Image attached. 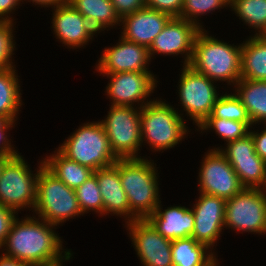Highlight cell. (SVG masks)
I'll return each instance as SVG.
<instances>
[{
  "mask_svg": "<svg viewBox=\"0 0 266 266\" xmlns=\"http://www.w3.org/2000/svg\"><path fill=\"white\" fill-rule=\"evenodd\" d=\"M15 71L14 67L0 71V116L9 121L17 120L22 105L20 84Z\"/></svg>",
  "mask_w": 266,
  "mask_h": 266,
  "instance_id": "cell-27",
  "label": "cell"
},
{
  "mask_svg": "<svg viewBox=\"0 0 266 266\" xmlns=\"http://www.w3.org/2000/svg\"><path fill=\"white\" fill-rule=\"evenodd\" d=\"M249 133L252 135L255 145V152L266 161V128L258 133L255 131L249 130Z\"/></svg>",
  "mask_w": 266,
  "mask_h": 266,
  "instance_id": "cell-38",
  "label": "cell"
},
{
  "mask_svg": "<svg viewBox=\"0 0 266 266\" xmlns=\"http://www.w3.org/2000/svg\"><path fill=\"white\" fill-rule=\"evenodd\" d=\"M75 194L83 214L92 210L104 215L103 199L94 174L75 189Z\"/></svg>",
  "mask_w": 266,
  "mask_h": 266,
  "instance_id": "cell-30",
  "label": "cell"
},
{
  "mask_svg": "<svg viewBox=\"0 0 266 266\" xmlns=\"http://www.w3.org/2000/svg\"><path fill=\"white\" fill-rule=\"evenodd\" d=\"M184 119L165 101L150 100L141 107L142 143L147 141L154 150H168L187 134ZM145 138V139H144Z\"/></svg>",
  "mask_w": 266,
  "mask_h": 266,
  "instance_id": "cell-6",
  "label": "cell"
},
{
  "mask_svg": "<svg viewBox=\"0 0 266 266\" xmlns=\"http://www.w3.org/2000/svg\"><path fill=\"white\" fill-rule=\"evenodd\" d=\"M103 199L104 215L108 213L123 215L130 222V207L126 193L121 185L118 169L112 165L93 172ZM126 215V216H125ZM128 216V217H127Z\"/></svg>",
  "mask_w": 266,
  "mask_h": 266,
  "instance_id": "cell-21",
  "label": "cell"
},
{
  "mask_svg": "<svg viewBox=\"0 0 266 266\" xmlns=\"http://www.w3.org/2000/svg\"><path fill=\"white\" fill-rule=\"evenodd\" d=\"M13 21H0V66L5 68H12L13 62L11 56L15 48L13 40Z\"/></svg>",
  "mask_w": 266,
  "mask_h": 266,
  "instance_id": "cell-33",
  "label": "cell"
},
{
  "mask_svg": "<svg viewBox=\"0 0 266 266\" xmlns=\"http://www.w3.org/2000/svg\"><path fill=\"white\" fill-rule=\"evenodd\" d=\"M15 121H7L1 128H0V155L7 156V157H15L19 155L16 150L12 148L11 142L8 140L6 134V130L13 127Z\"/></svg>",
  "mask_w": 266,
  "mask_h": 266,
  "instance_id": "cell-37",
  "label": "cell"
},
{
  "mask_svg": "<svg viewBox=\"0 0 266 266\" xmlns=\"http://www.w3.org/2000/svg\"><path fill=\"white\" fill-rule=\"evenodd\" d=\"M133 106L111 105L105 120L100 121L112 152L118 159L141 158L138 151L142 143L139 110Z\"/></svg>",
  "mask_w": 266,
  "mask_h": 266,
  "instance_id": "cell-7",
  "label": "cell"
},
{
  "mask_svg": "<svg viewBox=\"0 0 266 266\" xmlns=\"http://www.w3.org/2000/svg\"><path fill=\"white\" fill-rule=\"evenodd\" d=\"M58 150L68 159L93 171L110 167L118 160L101 122H88L79 127Z\"/></svg>",
  "mask_w": 266,
  "mask_h": 266,
  "instance_id": "cell-5",
  "label": "cell"
},
{
  "mask_svg": "<svg viewBox=\"0 0 266 266\" xmlns=\"http://www.w3.org/2000/svg\"><path fill=\"white\" fill-rule=\"evenodd\" d=\"M230 5V0H183L181 15L179 18L191 21L202 29L201 24L195 18L200 15L210 13V11L218 10L223 6Z\"/></svg>",
  "mask_w": 266,
  "mask_h": 266,
  "instance_id": "cell-32",
  "label": "cell"
},
{
  "mask_svg": "<svg viewBox=\"0 0 266 266\" xmlns=\"http://www.w3.org/2000/svg\"><path fill=\"white\" fill-rule=\"evenodd\" d=\"M44 166L68 187L77 189L91 175L93 170L75 161L68 159L59 150L55 154L46 157Z\"/></svg>",
  "mask_w": 266,
  "mask_h": 266,
  "instance_id": "cell-24",
  "label": "cell"
},
{
  "mask_svg": "<svg viewBox=\"0 0 266 266\" xmlns=\"http://www.w3.org/2000/svg\"><path fill=\"white\" fill-rule=\"evenodd\" d=\"M0 266H31L28 263L18 261L15 258H10L1 254L0 257Z\"/></svg>",
  "mask_w": 266,
  "mask_h": 266,
  "instance_id": "cell-40",
  "label": "cell"
},
{
  "mask_svg": "<svg viewBox=\"0 0 266 266\" xmlns=\"http://www.w3.org/2000/svg\"><path fill=\"white\" fill-rule=\"evenodd\" d=\"M229 6L240 20L258 32L266 24V0H230Z\"/></svg>",
  "mask_w": 266,
  "mask_h": 266,
  "instance_id": "cell-29",
  "label": "cell"
},
{
  "mask_svg": "<svg viewBox=\"0 0 266 266\" xmlns=\"http://www.w3.org/2000/svg\"><path fill=\"white\" fill-rule=\"evenodd\" d=\"M26 1V0H25ZM32 1V3H35V4H39L41 6H59V5H62V4H65L67 2V0H30V2Z\"/></svg>",
  "mask_w": 266,
  "mask_h": 266,
  "instance_id": "cell-41",
  "label": "cell"
},
{
  "mask_svg": "<svg viewBox=\"0 0 266 266\" xmlns=\"http://www.w3.org/2000/svg\"><path fill=\"white\" fill-rule=\"evenodd\" d=\"M183 0H145V7L169 14L171 17H180Z\"/></svg>",
  "mask_w": 266,
  "mask_h": 266,
  "instance_id": "cell-34",
  "label": "cell"
},
{
  "mask_svg": "<svg viewBox=\"0 0 266 266\" xmlns=\"http://www.w3.org/2000/svg\"><path fill=\"white\" fill-rule=\"evenodd\" d=\"M179 79V97L186 114L199 126L211 115L219 97L214 81L189 65L183 66Z\"/></svg>",
  "mask_w": 266,
  "mask_h": 266,
  "instance_id": "cell-10",
  "label": "cell"
},
{
  "mask_svg": "<svg viewBox=\"0 0 266 266\" xmlns=\"http://www.w3.org/2000/svg\"><path fill=\"white\" fill-rule=\"evenodd\" d=\"M16 218L7 234L3 255L28 263L31 266H55L70 260L72 253L62 248V239L54 233L56 226L34 217Z\"/></svg>",
  "mask_w": 266,
  "mask_h": 266,
  "instance_id": "cell-1",
  "label": "cell"
},
{
  "mask_svg": "<svg viewBox=\"0 0 266 266\" xmlns=\"http://www.w3.org/2000/svg\"><path fill=\"white\" fill-rule=\"evenodd\" d=\"M258 38L266 41V24L261 28V30L255 34Z\"/></svg>",
  "mask_w": 266,
  "mask_h": 266,
  "instance_id": "cell-42",
  "label": "cell"
},
{
  "mask_svg": "<svg viewBox=\"0 0 266 266\" xmlns=\"http://www.w3.org/2000/svg\"><path fill=\"white\" fill-rule=\"evenodd\" d=\"M68 2L97 32L105 30L106 27L115 26L121 21L111 0H69Z\"/></svg>",
  "mask_w": 266,
  "mask_h": 266,
  "instance_id": "cell-26",
  "label": "cell"
},
{
  "mask_svg": "<svg viewBox=\"0 0 266 266\" xmlns=\"http://www.w3.org/2000/svg\"><path fill=\"white\" fill-rule=\"evenodd\" d=\"M111 2L120 18L145 7V0H111Z\"/></svg>",
  "mask_w": 266,
  "mask_h": 266,
  "instance_id": "cell-36",
  "label": "cell"
},
{
  "mask_svg": "<svg viewBox=\"0 0 266 266\" xmlns=\"http://www.w3.org/2000/svg\"><path fill=\"white\" fill-rule=\"evenodd\" d=\"M172 17L164 12L144 7L121 18L123 32L121 37L150 48L155 37L163 30Z\"/></svg>",
  "mask_w": 266,
  "mask_h": 266,
  "instance_id": "cell-19",
  "label": "cell"
},
{
  "mask_svg": "<svg viewBox=\"0 0 266 266\" xmlns=\"http://www.w3.org/2000/svg\"><path fill=\"white\" fill-rule=\"evenodd\" d=\"M173 266H216L217 259L209 248L194 238H181L172 241ZM214 255V256H213Z\"/></svg>",
  "mask_w": 266,
  "mask_h": 266,
  "instance_id": "cell-22",
  "label": "cell"
},
{
  "mask_svg": "<svg viewBox=\"0 0 266 266\" xmlns=\"http://www.w3.org/2000/svg\"><path fill=\"white\" fill-rule=\"evenodd\" d=\"M160 203L161 201L156 210L146 218L154 229L171 241L191 237L195 221L193 210L184 206H171L162 212Z\"/></svg>",
  "mask_w": 266,
  "mask_h": 266,
  "instance_id": "cell-20",
  "label": "cell"
},
{
  "mask_svg": "<svg viewBox=\"0 0 266 266\" xmlns=\"http://www.w3.org/2000/svg\"><path fill=\"white\" fill-rule=\"evenodd\" d=\"M151 160L143 158L118 159L121 185L130 207V222L146 219L159 205V187L156 167Z\"/></svg>",
  "mask_w": 266,
  "mask_h": 266,
  "instance_id": "cell-2",
  "label": "cell"
},
{
  "mask_svg": "<svg viewBox=\"0 0 266 266\" xmlns=\"http://www.w3.org/2000/svg\"><path fill=\"white\" fill-rule=\"evenodd\" d=\"M127 225L144 266H173L171 240L160 235L146 219H137Z\"/></svg>",
  "mask_w": 266,
  "mask_h": 266,
  "instance_id": "cell-13",
  "label": "cell"
},
{
  "mask_svg": "<svg viewBox=\"0 0 266 266\" xmlns=\"http://www.w3.org/2000/svg\"><path fill=\"white\" fill-rule=\"evenodd\" d=\"M265 193L264 189L243 188L239 193L227 199L225 227L236 231L266 233Z\"/></svg>",
  "mask_w": 266,
  "mask_h": 266,
  "instance_id": "cell-9",
  "label": "cell"
},
{
  "mask_svg": "<svg viewBox=\"0 0 266 266\" xmlns=\"http://www.w3.org/2000/svg\"><path fill=\"white\" fill-rule=\"evenodd\" d=\"M202 161L203 164L199 172L201 193L227 200L244 188L238 175L219 148L211 149Z\"/></svg>",
  "mask_w": 266,
  "mask_h": 266,
  "instance_id": "cell-12",
  "label": "cell"
},
{
  "mask_svg": "<svg viewBox=\"0 0 266 266\" xmlns=\"http://www.w3.org/2000/svg\"><path fill=\"white\" fill-rule=\"evenodd\" d=\"M200 30L191 21L172 17L151 44L149 48L150 58L155 53L183 54L185 56L184 66L188 65L192 58L195 37Z\"/></svg>",
  "mask_w": 266,
  "mask_h": 266,
  "instance_id": "cell-16",
  "label": "cell"
},
{
  "mask_svg": "<svg viewBox=\"0 0 266 266\" xmlns=\"http://www.w3.org/2000/svg\"><path fill=\"white\" fill-rule=\"evenodd\" d=\"M196 201L192 208L195 221L191 237L211 249L225 227L226 200L200 192Z\"/></svg>",
  "mask_w": 266,
  "mask_h": 266,
  "instance_id": "cell-15",
  "label": "cell"
},
{
  "mask_svg": "<svg viewBox=\"0 0 266 266\" xmlns=\"http://www.w3.org/2000/svg\"><path fill=\"white\" fill-rule=\"evenodd\" d=\"M8 121L4 116H0V128Z\"/></svg>",
  "mask_w": 266,
  "mask_h": 266,
  "instance_id": "cell-44",
  "label": "cell"
},
{
  "mask_svg": "<svg viewBox=\"0 0 266 266\" xmlns=\"http://www.w3.org/2000/svg\"><path fill=\"white\" fill-rule=\"evenodd\" d=\"M54 8L52 24L57 39L68 47H81L92 39L97 31L69 2Z\"/></svg>",
  "mask_w": 266,
  "mask_h": 266,
  "instance_id": "cell-18",
  "label": "cell"
},
{
  "mask_svg": "<svg viewBox=\"0 0 266 266\" xmlns=\"http://www.w3.org/2000/svg\"><path fill=\"white\" fill-rule=\"evenodd\" d=\"M12 157H7V156H2L0 155V176H1V172H2V169L5 165V163Z\"/></svg>",
  "mask_w": 266,
  "mask_h": 266,
  "instance_id": "cell-43",
  "label": "cell"
},
{
  "mask_svg": "<svg viewBox=\"0 0 266 266\" xmlns=\"http://www.w3.org/2000/svg\"><path fill=\"white\" fill-rule=\"evenodd\" d=\"M17 212L0 204V249L3 247Z\"/></svg>",
  "mask_w": 266,
  "mask_h": 266,
  "instance_id": "cell-35",
  "label": "cell"
},
{
  "mask_svg": "<svg viewBox=\"0 0 266 266\" xmlns=\"http://www.w3.org/2000/svg\"><path fill=\"white\" fill-rule=\"evenodd\" d=\"M103 75L111 78L106 92L112 99L111 105L113 106H134L133 103L141 101L140 108L143 107L149 103L148 101L144 102V100H147L146 98L152 94L151 92L158 82L150 71H126Z\"/></svg>",
  "mask_w": 266,
  "mask_h": 266,
  "instance_id": "cell-14",
  "label": "cell"
},
{
  "mask_svg": "<svg viewBox=\"0 0 266 266\" xmlns=\"http://www.w3.org/2000/svg\"><path fill=\"white\" fill-rule=\"evenodd\" d=\"M241 79L266 81V41L255 34L242 44Z\"/></svg>",
  "mask_w": 266,
  "mask_h": 266,
  "instance_id": "cell-25",
  "label": "cell"
},
{
  "mask_svg": "<svg viewBox=\"0 0 266 266\" xmlns=\"http://www.w3.org/2000/svg\"><path fill=\"white\" fill-rule=\"evenodd\" d=\"M233 167L244 188L266 189V161L256 152L252 135L227 143L219 149Z\"/></svg>",
  "mask_w": 266,
  "mask_h": 266,
  "instance_id": "cell-11",
  "label": "cell"
},
{
  "mask_svg": "<svg viewBox=\"0 0 266 266\" xmlns=\"http://www.w3.org/2000/svg\"><path fill=\"white\" fill-rule=\"evenodd\" d=\"M39 219L59 225L75 216L83 215L75 190L53 175L44 165L37 179L36 203L33 208Z\"/></svg>",
  "mask_w": 266,
  "mask_h": 266,
  "instance_id": "cell-4",
  "label": "cell"
},
{
  "mask_svg": "<svg viewBox=\"0 0 266 266\" xmlns=\"http://www.w3.org/2000/svg\"><path fill=\"white\" fill-rule=\"evenodd\" d=\"M201 29L194 40L192 69L212 81L237 83L241 79L242 44L235 46L208 36Z\"/></svg>",
  "mask_w": 266,
  "mask_h": 266,
  "instance_id": "cell-3",
  "label": "cell"
},
{
  "mask_svg": "<svg viewBox=\"0 0 266 266\" xmlns=\"http://www.w3.org/2000/svg\"><path fill=\"white\" fill-rule=\"evenodd\" d=\"M207 118H220L244 122L249 128L252 122L247 114L245 106L236 94H224L216 100L211 115Z\"/></svg>",
  "mask_w": 266,
  "mask_h": 266,
  "instance_id": "cell-28",
  "label": "cell"
},
{
  "mask_svg": "<svg viewBox=\"0 0 266 266\" xmlns=\"http://www.w3.org/2000/svg\"><path fill=\"white\" fill-rule=\"evenodd\" d=\"M235 93L245 106L247 114L254 126L266 121V81L240 79Z\"/></svg>",
  "mask_w": 266,
  "mask_h": 266,
  "instance_id": "cell-23",
  "label": "cell"
},
{
  "mask_svg": "<svg viewBox=\"0 0 266 266\" xmlns=\"http://www.w3.org/2000/svg\"><path fill=\"white\" fill-rule=\"evenodd\" d=\"M198 128L202 131L213 128L227 143L244 138L250 130L244 122L220 118H206Z\"/></svg>",
  "mask_w": 266,
  "mask_h": 266,
  "instance_id": "cell-31",
  "label": "cell"
},
{
  "mask_svg": "<svg viewBox=\"0 0 266 266\" xmlns=\"http://www.w3.org/2000/svg\"><path fill=\"white\" fill-rule=\"evenodd\" d=\"M43 165L42 160L37 174H33L20 154L10 158L5 163L0 176V204L16 212L27 207L34 208L38 172Z\"/></svg>",
  "mask_w": 266,
  "mask_h": 266,
  "instance_id": "cell-8",
  "label": "cell"
},
{
  "mask_svg": "<svg viewBox=\"0 0 266 266\" xmlns=\"http://www.w3.org/2000/svg\"><path fill=\"white\" fill-rule=\"evenodd\" d=\"M21 0H0V21H12L7 14L13 12ZM15 8V9H14ZM5 16V17H4Z\"/></svg>",
  "mask_w": 266,
  "mask_h": 266,
  "instance_id": "cell-39",
  "label": "cell"
},
{
  "mask_svg": "<svg viewBox=\"0 0 266 266\" xmlns=\"http://www.w3.org/2000/svg\"><path fill=\"white\" fill-rule=\"evenodd\" d=\"M150 60L147 47L121 37L117 45L105 48L96 69L101 74L150 71L146 67Z\"/></svg>",
  "mask_w": 266,
  "mask_h": 266,
  "instance_id": "cell-17",
  "label": "cell"
}]
</instances>
